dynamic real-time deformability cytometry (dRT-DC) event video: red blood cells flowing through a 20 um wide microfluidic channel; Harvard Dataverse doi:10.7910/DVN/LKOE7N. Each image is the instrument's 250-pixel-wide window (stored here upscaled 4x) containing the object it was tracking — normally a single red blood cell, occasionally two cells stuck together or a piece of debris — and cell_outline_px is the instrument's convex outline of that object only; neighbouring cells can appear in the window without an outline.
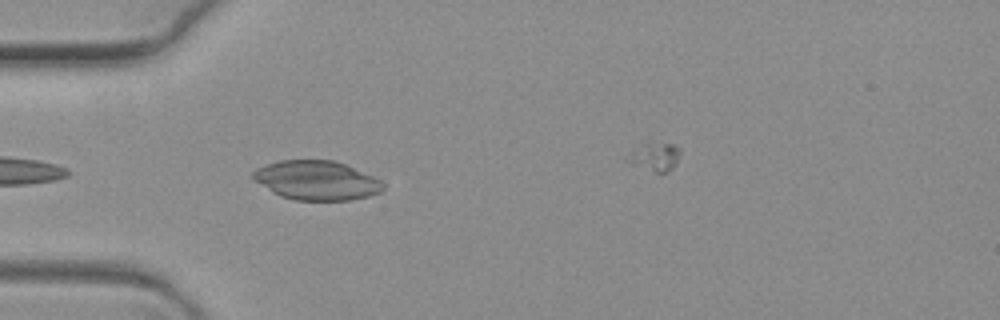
{"species": "common noctule bat (a hibernating species)", "species_latin": "Nyctalus noctula", "temperature_condition": "warm", "stored_images_in_passage": 7, "camera_frame_rate_fps": 3000, "um_per_image_px": 0.085, "animal": {"sex": "female", "body_mass_g": 19.3, "forearm_length_mm": 54.1}, "frame": {"image": 1, "passage_image": 6, "time_ms": 1.667, "image_size_px": [1000, 320], "cell_outline_px": [[384, 188], [380, 192], [368, 196], [352, 200], [296, 200], [280, 196], [272, 192], [252, 180], [252, 172], [256, 168], [280, 160], [332, 160], [344, 164], [372, 176], [380, 180], [384, 184]], "centroid_in_image_um": [26.87, 15.34], "position_along_channel_um": 58.1, "area_um2": 29.65}}